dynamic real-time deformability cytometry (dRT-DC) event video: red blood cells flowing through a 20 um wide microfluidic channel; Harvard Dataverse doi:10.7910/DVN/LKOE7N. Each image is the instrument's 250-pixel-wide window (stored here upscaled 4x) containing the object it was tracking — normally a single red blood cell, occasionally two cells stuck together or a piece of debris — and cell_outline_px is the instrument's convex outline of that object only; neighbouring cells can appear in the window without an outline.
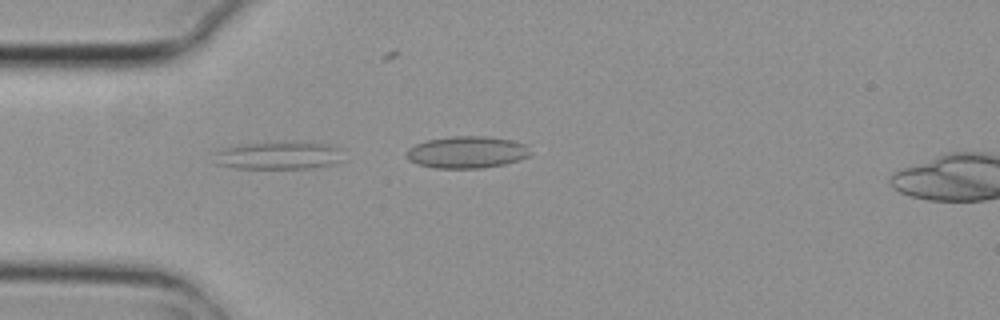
{"species": "common noctule bat (a hibernating species)", "species_latin": "Nyctalus noctula", "temperature_condition": "cold", "stored_images_in_passage": 4, "camera_frame_rate_fps": 3000, "um_per_image_px": 0.085, "animal": {"sex": "female", "body_mass_g": 29.2, "forearm_length_mm": 56.3}, "frame": {"image": 1, "passage_image": 1, "time_ms": 0.0, "image_size_px": [1000, 320], "cell_outline_px": [[344, 160], [332, 164], [312, 168], [232, 168], [212, 164], [212, 152], [220, 148], [248, 144], [280, 140], [292, 140], [328, 144], [340, 148]], "centroid_in_image_um": [23.62, 13.19], "position_along_channel_um": 61.4, "area_um2": 21.91}}
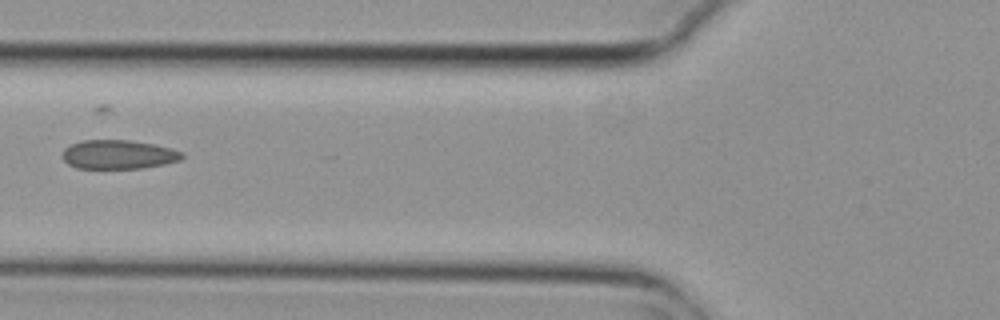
{"frame": {"image": 2, "passage_image": 3, "time_ms": 0.667, "image_size_px": [1000, 320], "cell_outline_px": [[184, 156], [180, 160], [164, 164], [140, 168], [76, 168], [68, 164], [64, 160], [64, 148], [72, 144], [84, 140], [128, 140], [152, 144], [172, 148], [184, 152]], "centroid_in_image_um": [10.09, 13.13], "position_along_channel_um": 115.7, "area_um2": 20.06}}
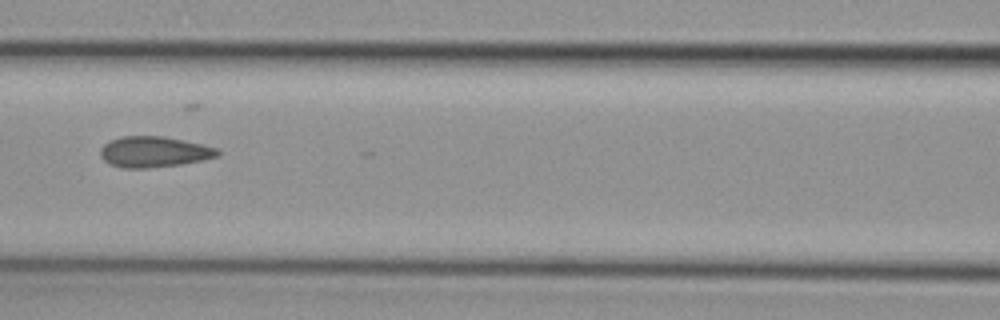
{"frame": {"image": 3, "passage_image": 4, "time_ms": 1.0, "image_size_px": [1000, 320], "cell_outline_px": [[220, 156], [204, 160], [180, 164], [148, 168], [124, 168], [112, 164], [104, 160], [100, 156], [100, 148], [104, 144], [120, 136], [164, 136], [204, 144], [220, 148]], "centroid_in_image_um": [13.15, 12.9], "position_along_channel_um": 153.5, "area_um2": 21.21}}